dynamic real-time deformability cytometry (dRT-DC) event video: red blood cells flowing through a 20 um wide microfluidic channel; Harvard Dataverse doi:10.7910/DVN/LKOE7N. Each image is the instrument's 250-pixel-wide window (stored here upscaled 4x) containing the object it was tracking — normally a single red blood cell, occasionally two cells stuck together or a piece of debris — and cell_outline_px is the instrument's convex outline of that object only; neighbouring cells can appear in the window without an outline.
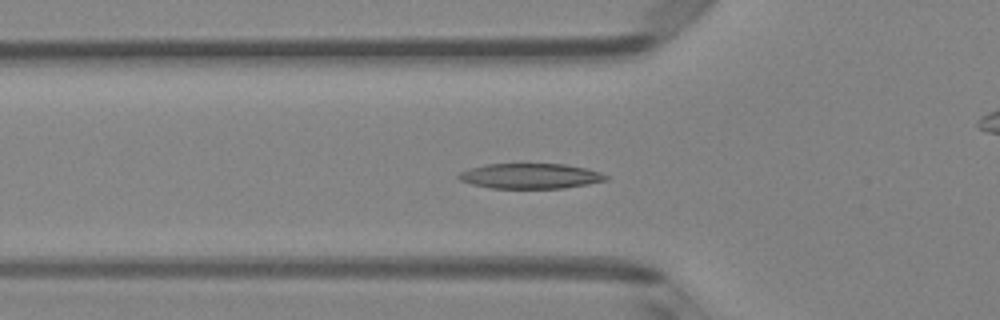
{"species": "Egyptian fruit bat (a non-hibernating species)", "species_latin": "Rousettus aegyptiacus", "temperature_condition": "room temperature", "stored_images_in_passage": 40, "camera_frame_rate_fps": 3000, "um_per_image_px": 0.085, "animal": {"sex": "female"}, "frame": {"image": 1, "passage_image": 17, "time_ms": 5.333, "image_size_px": [1000, 320], "cell_outline_px": [[608, 180], [588, 184], [564, 188], [488, 188], [472, 184], [460, 180], [456, 176], [460, 172], [472, 168], [488, 164], [564, 164], [588, 168], [600, 172], [608, 176]], "centroid_in_image_um": [45.11, 14.96], "position_along_channel_um": 80.7, "area_um2": 21.62}}
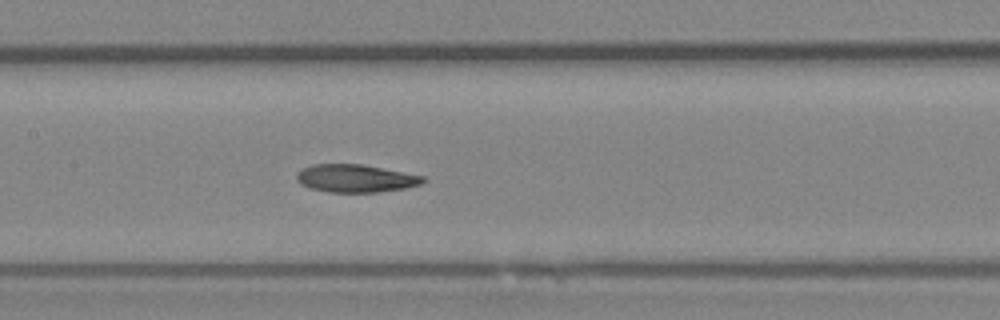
{"frame": {"image": 2, "passage_image": 24, "time_ms": 7.667, "image_size_px": [1000, 320], "cell_outline_px": [[428, 180], [420, 184], [404, 188], [376, 192], [328, 192], [312, 188], [300, 184], [296, 180], [296, 172], [312, 164], [360, 164], [424, 176]], "centroid_in_image_um": [30.2, 15.16], "position_along_channel_um": 177.2, "area_um2": 20.35}}
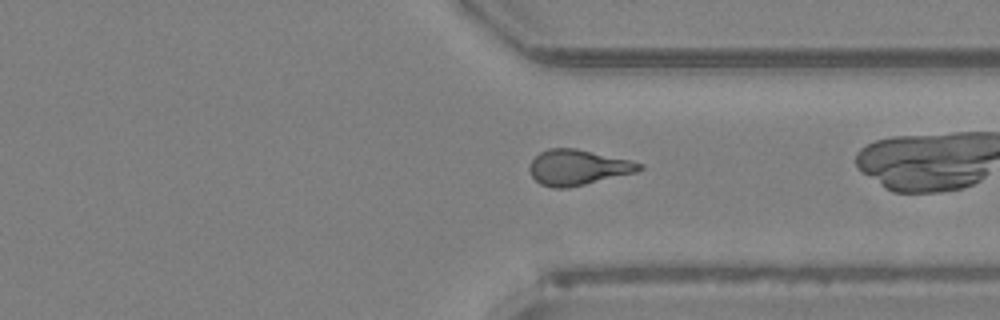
{"frame": {"image": 3, "passage_image": 38, "time_ms": 12.333, "image_size_px": [1000, 320], "cell_outline_px": [[644, 168], [636, 172], [568, 188], [552, 188], [540, 184], [532, 176], [528, 168], [532, 160], [540, 152], [548, 148], [576, 148], [632, 160], [644, 164]], "centroid_in_image_um": [49.13, 14.22], "position_along_channel_um": 362.3, "area_um2": 22.77}}